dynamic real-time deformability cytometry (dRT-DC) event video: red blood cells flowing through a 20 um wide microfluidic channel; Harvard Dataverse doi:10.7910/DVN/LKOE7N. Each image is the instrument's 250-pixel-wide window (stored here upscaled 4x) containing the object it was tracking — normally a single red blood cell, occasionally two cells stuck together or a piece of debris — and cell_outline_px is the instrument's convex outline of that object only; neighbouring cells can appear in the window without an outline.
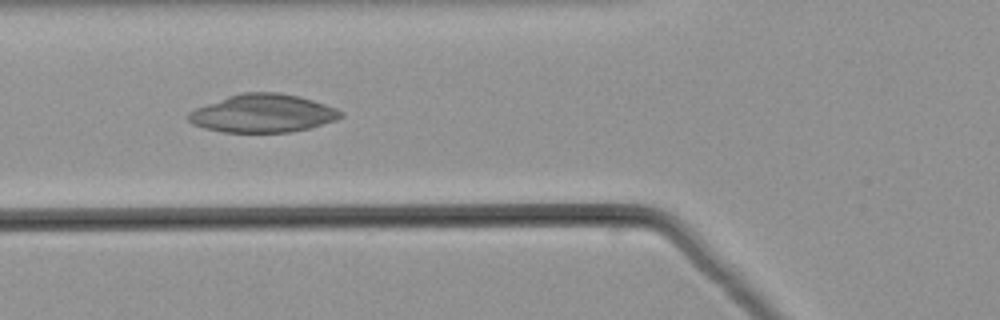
{"species": "common noctule bat (a hibernating species)", "species_latin": "Nyctalus noctula", "temperature_condition": "warm", "stored_images_in_passage": 48, "camera_frame_rate_fps": 3000, "um_per_image_px": 0.085, "animal": {"sex": "male", "body_mass_g": 21.5, "forearm_length_mm": 52.0}, "frame": {"image": 1, "passage_image": 18, "time_ms": 5.667, "image_size_px": [1000, 320], "cell_outline_px": [[344, 116], [336, 120], [308, 128], [288, 132], [224, 132], [204, 128], [192, 124], [188, 120], [188, 112], [196, 108], [228, 96], [244, 92], [280, 92], [300, 96], [336, 108], [344, 112]], "centroid_in_image_um": [22.35, 9.63], "position_along_channel_um": 103.5, "area_um2": 33.76}}
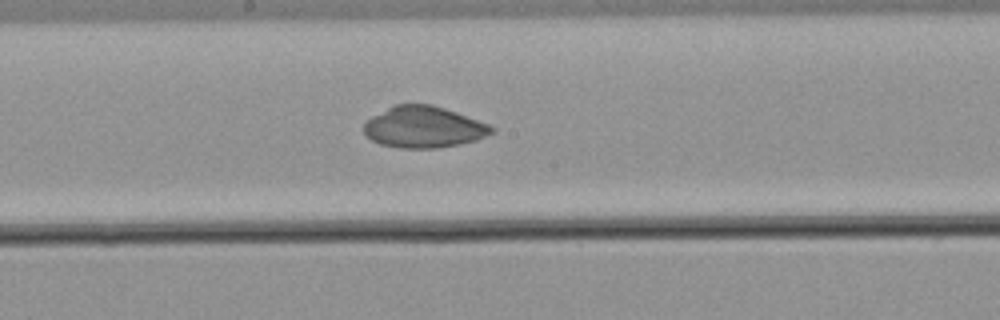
{"frame": {"image": 2, "passage_image": 26, "time_ms": 8.333, "image_size_px": [1000, 320], "cell_outline_px": [[496, 132], [476, 140], [460, 144], [436, 148], [400, 148], [380, 144], [372, 140], [364, 132], [364, 124], [372, 116], [396, 104], [432, 104], [456, 112], [488, 124], [496, 128]], "centroid_in_image_um": [36.04, 10.81], "position_along_channel_um": 212.2, "area_um2": 30.69}}
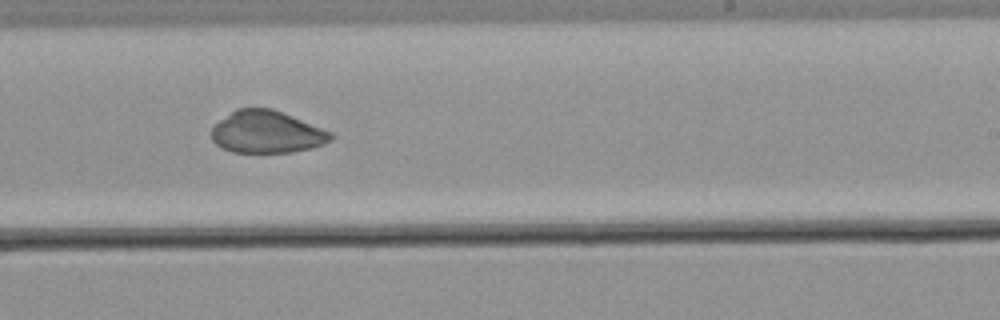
{"frame": {"image": 3, "passage_image": 30, "time_ms": 9.667, "image_size_px": [1000, 320], "cell_outline_px": [[336, 136], [332, 140], [324, 144], [312, 148], [292, 152], [232, 152], [216, 144], [212, 140], [212, 128], [220, 120], [236, 108], [272, 108], [332, 132]], "centroid_in_image_um": [22.71, 11.22], "position_along_channel_um": 266.3, "area_um2": 29.3}}